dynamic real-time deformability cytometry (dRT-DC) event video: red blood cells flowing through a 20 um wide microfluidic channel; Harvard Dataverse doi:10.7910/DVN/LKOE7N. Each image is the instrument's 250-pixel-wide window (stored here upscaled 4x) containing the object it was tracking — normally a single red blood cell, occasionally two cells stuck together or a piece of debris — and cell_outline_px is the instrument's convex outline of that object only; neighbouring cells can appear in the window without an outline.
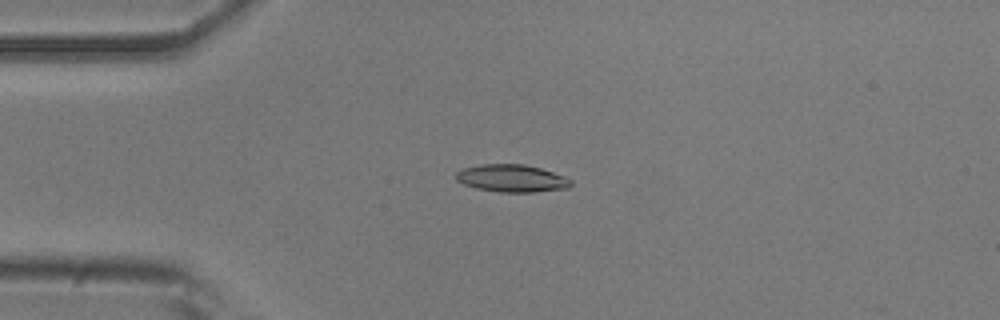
{"species": "common noctule bat (a hibernating species)", "species_latin": "Nyctalus noctula", "temperature_condition": "room temperature", "stored_images_in_passage": 52, "camera_frame_rate_fps": 3000, "um_per_image_px": 0.085, "animal": {"sex": "male", "body_mass_g": 20.5, "forearm_length_mm": 52.5}, "frame": {"image": 1, "passage_image": 12, "time_ms": 3.667, "image_size_px": [1000, 320], "cell_outline_px": [[572, 184], [568, 188], [536, 192], [500, 192], [476, 188], [464, 184], [456, 180], [456, 172], [464, 168], [480, 164], [524, 164], [540, 168], [564, 176], [572, 180]], "centroid_in_image_um": [43.51, 15.16], "position_along_channel_um": 41.5, "area_um2": 18.38}}
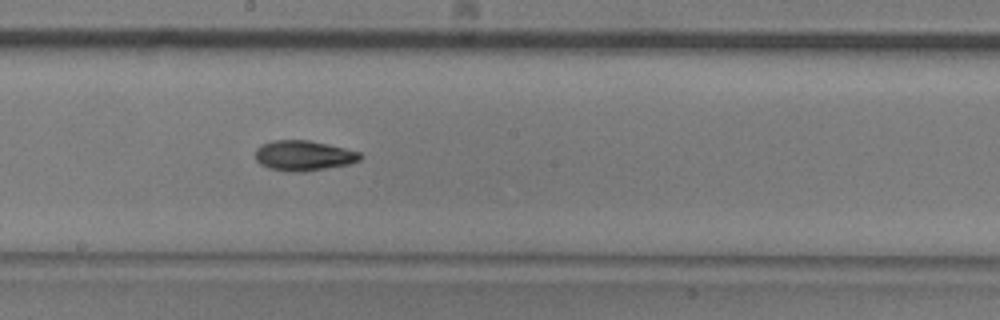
{"frame": {"image": 2, "passage_image": 28, "time_ms": 9.0, "image_size_px": [1000, 320], "cell_outline_px": [[364, 156], [360, 160], [348, 164], [300, 172], [288, 172], [268, 168], [260, 164], [256, 160], [256, 148], [260, 144], [272, 140], [308, 140], [328, 144], [360, 152]], "centroid_in_image_um": [25.78, 13.22], "position_along_channel_um": 222.4, "area_um2": 18.5}}
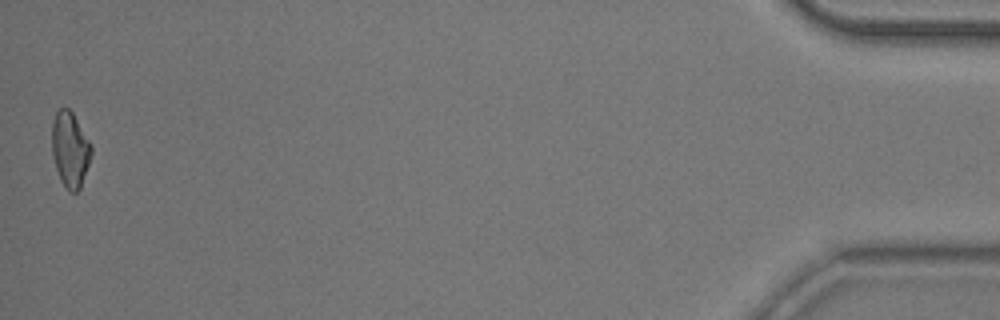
{"frame": {"image": 3, "passage_image": 52, "time_ms": 17.0, "image_size_px": [1000, 320], "cell_outline_px": [[92, 152], [80, 188], [76, 192], [68, 192], [60, 180], [56, 168], [52, 152], [52, 124], [56, 112], [60, 108], [68, 108], [72, 112], [92, 144]], "centroid_in_image_um": [5.96, 12.7], "position_along_channel_um": 429.2, "area_um2": 17.22}, "authors_computed_cell_mechanics": {"area_um2": 17.7446, "velocity_mm_per_s": 3.7892, "shape_relaxation_time_tau1_ms": 6.1214, "shape_relaxation_time_tau2_ms": 6.0834, "deformation_change_tau1": 0.1714, "deformation_change_tau2": 0.1294}}